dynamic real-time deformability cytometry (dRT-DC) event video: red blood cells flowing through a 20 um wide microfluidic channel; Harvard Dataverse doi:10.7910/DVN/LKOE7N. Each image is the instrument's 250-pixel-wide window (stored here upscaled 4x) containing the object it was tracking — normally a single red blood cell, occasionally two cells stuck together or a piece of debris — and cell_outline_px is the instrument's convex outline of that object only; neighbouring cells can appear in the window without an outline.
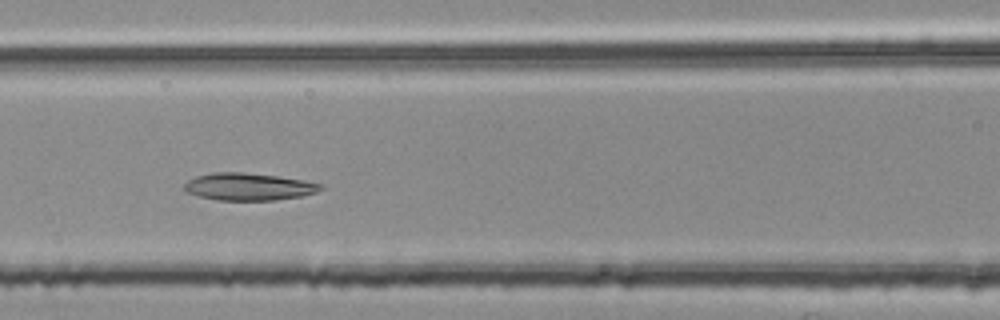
{"species": "common noctule bat (a hibernating species)", "species_latin": "Nyctalus noctula", "temperature_condition": "room temperature", "stored_images_in_passage": 38, "camera_frame_rate_fps": 3000, "um_per_image_px": 0.085, "animal": {"sex": "female", "body_mass_g": 25.1}, "frame": {"image": 1, "passage_image": 14, "time_ms": 4.333, "image_size_px": [1000, 320], "cell_outline_px": [[324, 188], [316, 192], [304, 196], [276, 200], [216, 200], [184, 192], [184, 184], [188, 180], [196, 176], [212, 172], [240, 172], [276, 176], [304, 180], [324, 184]], "centroid_in_image_um": [21.15, 15.87], "position_along_channel_um": 145.5, "area_um2": 21.85}}
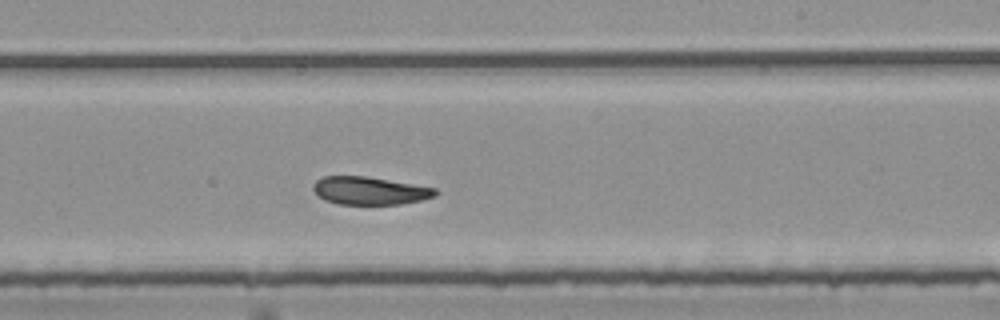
{"frame": {"image": 2, "passage_image": 23, "time_ms": 7.333, "image_size_px": [1000, 320], "cell_outline_px": [[440, 192], [436, 196], [420, 200], [400, 204], [336, 204], [324, 200], [312, 188], [312, 184], [316, 180], [324, 176], [364, 176], [436, 188]], "centroid_in_image_um": [31.42, 16.21], "position_along_channel_um": 257.6, "area_um2": 19.77}}
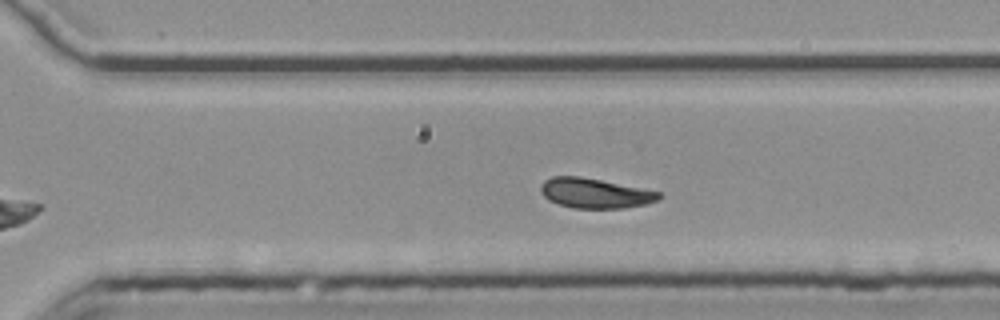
{"frame": {"image": 3, "passage_image": 28, "time_ms": 9.0, "image_size_px": [1000, 320], "cell_outline_px": [[664, 196], [656, 200], [644, 204], [624, 208], [572, 208], [548, 200], [540, 192], [540, 184], [544, 180], [552, 176], [580, 176], [660, 192]], "centroid_in_image_um": [50.52, 16.42], "position_along_channel_um": 320.1, "area_um2": 20.46}, "authors_computed_cell_mechanics": {"area_um2": 20.7213, "velocity_mm_per_s": 3.7533, "shape_relaxation_time_tau1_ms": null, "shape_relaxation_time_tau2_ms": 3.8641, "deformation_change_tau1": null, "deformation_change_tau2": 0.0753}}